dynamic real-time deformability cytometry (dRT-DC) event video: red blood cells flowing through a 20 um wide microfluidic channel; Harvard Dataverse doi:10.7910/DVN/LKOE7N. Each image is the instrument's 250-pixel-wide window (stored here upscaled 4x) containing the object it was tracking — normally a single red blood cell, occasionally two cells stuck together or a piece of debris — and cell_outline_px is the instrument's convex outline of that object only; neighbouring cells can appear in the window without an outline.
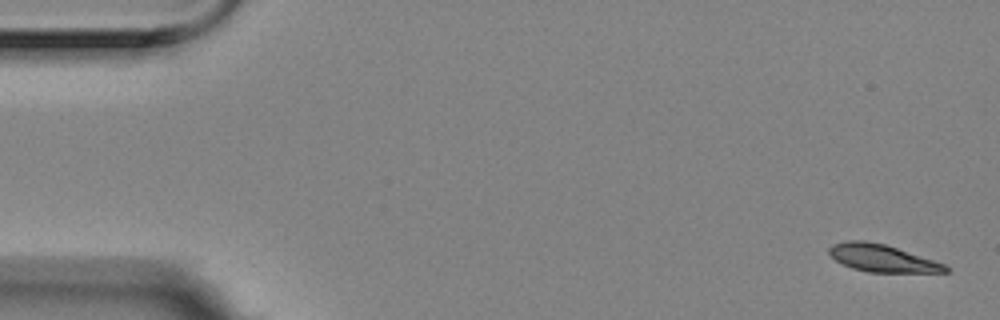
{"species": "Egyptian fruit bat (a non-hibernating species)", "species_latin": "Rousettus aegyptiacus", "temperature_condition": "room temperature", "stored_images_in_passage": 4, "camera_frame_rate_fps": 3000, "um_per_image_px": 0.085, "animal": {"sex": "female"}, "frame": {"image": 1, "passage_image": 1, "time_ms": 0.0, "image_size_px": [1000, 320], "cell_outline_px": [[952, 272], [868, 272], [852, 268], [836, 260], [828, 252], [828, 248], [832, 244], [848, 240], [864, 240], [884, 244], [944, 264]], "centroid_in_image_um": [74.94, 21.94], "position_along_channel_um": 10.1, "area_um2": 18.21}}